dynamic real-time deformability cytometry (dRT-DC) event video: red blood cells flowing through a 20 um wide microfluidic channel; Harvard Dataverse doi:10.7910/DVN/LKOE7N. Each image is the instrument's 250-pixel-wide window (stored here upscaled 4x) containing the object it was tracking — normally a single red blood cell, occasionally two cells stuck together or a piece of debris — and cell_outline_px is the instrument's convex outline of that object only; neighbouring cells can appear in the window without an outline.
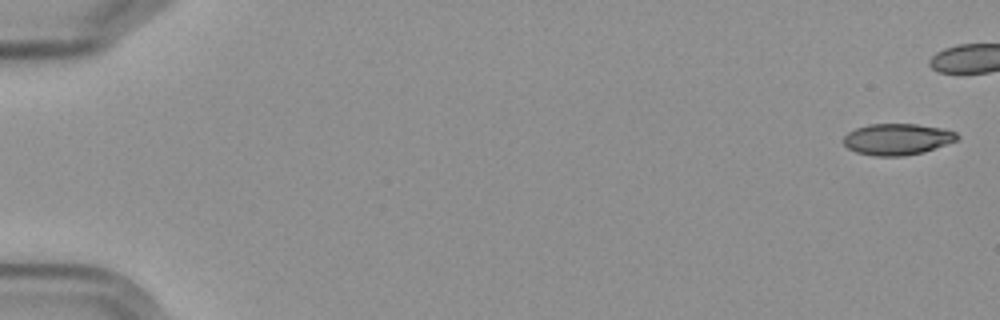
{"species": "Egyptian fruit bat (a non-hibernating species)", "species_latin": "Rousettus aegyptiacus", "temperature_condition": "cold", "stored_images_in_passage": 6, "camera_frame_rate_fps": 3000, "um_per_image_px": 0.085, "frame": {"image": 1, "passage_image": 1, "time_ms": 0.0, "image_size_px": [1000, 320], "cell_outline_px": [[960, 136], [956, 140], [924, 152], [904, 156], [876, 156], [856, 152], [848, 148], [844, 144], [844, 136], [848, 132], [856, 128], [868, 124], [916, 124], [940, 128], [956, 132]], "centroid_in_image_um": [76.25, 11.83], "position_along_channel_um": 8.7, "area_um2": 20.63}}
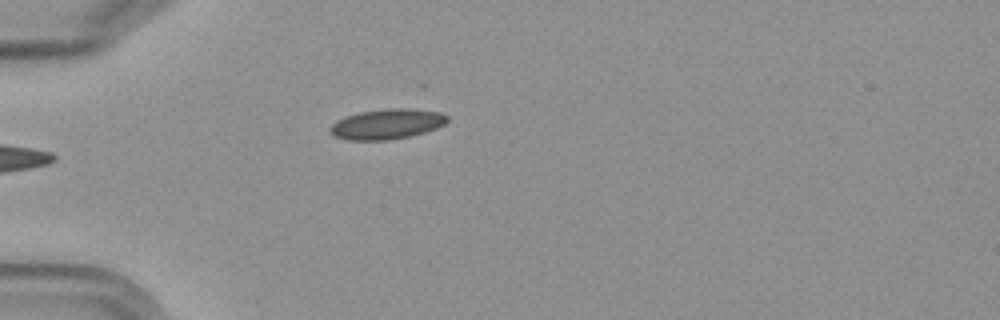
{"frame": {"image": 2, "passage_image": 6, "time_ms": 6.667, "image_size_px": [1000, 320], "cell_outline_px": [[448, 120], [444, 124], [436, 128], [424, 132], [408, 136], [388, 140], [348, 140], [336, 136], [328, 132], [328, 128], [336, 120], [360, 112], [388, 108], [412, 108], [440, 112], [448, 116]], "centroid_in_image_um": [32.88, 10.54], "position_along_channel_um": 52.1, "area_um2": 20.58}}